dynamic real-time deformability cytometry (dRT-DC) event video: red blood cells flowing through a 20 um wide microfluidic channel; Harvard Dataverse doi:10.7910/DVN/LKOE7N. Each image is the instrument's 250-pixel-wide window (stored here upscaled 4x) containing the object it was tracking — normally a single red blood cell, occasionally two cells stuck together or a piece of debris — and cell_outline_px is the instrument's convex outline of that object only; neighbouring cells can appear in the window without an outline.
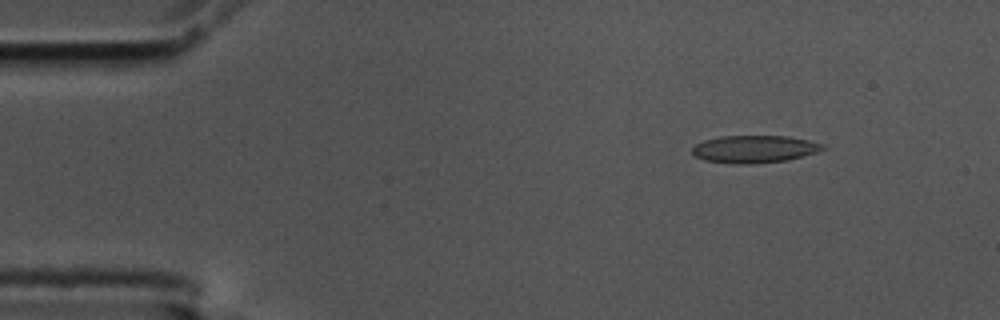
{"species": "common noctule bat (a hibernating species)", "species_latin": "Nyctalus noctula", "temperature_condition": "cold", "stored_images_in_passage": 55, "camera_frame_rate_fps": 3000, "um_per_image_px": 0.085, "animal": {"sex": "male", "body_mass_g": 17.5, "forearm_length_mm": 52.3}, "frame": {"image": 1, "passage_image": 6, "time_ms": 1.667, "image_size_px": [1000, 320], "cell_outline_px": [[824, 148], [816, 152], [788, 160], [756, 164], [732, 164], [704, 160], [696, 156], [692, 152], [692, 148], [696, 144], [704, 140], [720, 136], [788, 136], [808, 140], [824, 144]], "centroid_in_image_um": [64.1, 12.68], "position_along_channel_um": 20.9, "area_um2": 20.92}}
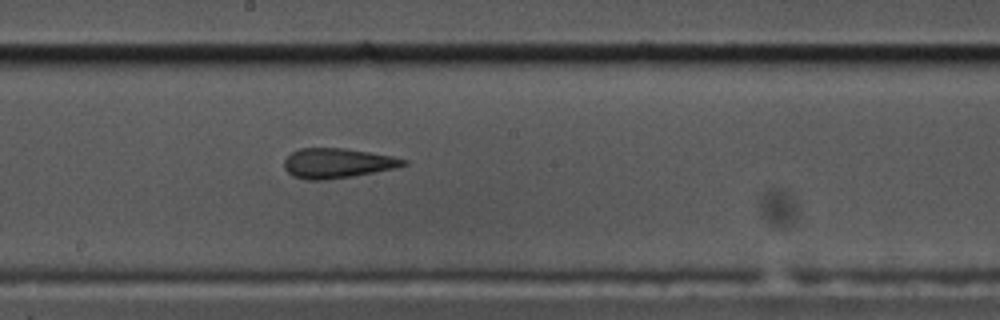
{"frame": {"image": 2, "passage_image": 29, "time_ms": 9.333, "image_size_px": [1000, 320], "cell_outline_px": [[408, 164], [396, 168], [352, 176], [324, 180], [308, 180], [292, 176], [284, 168], [284, 160], [292, 152], [300, 148], [344, 148], [392, 156], [408, 160]], "centroid_in_image_um": [28.67, 13.87], "position_along_channel_um": 219.5, "area_um2": 20.69}}
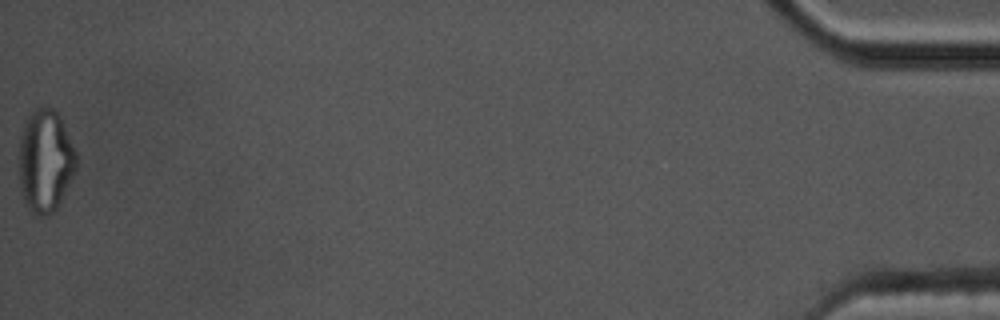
{"frame": {"image": 3, "passage_image": 55, "time_ms": 18.0, "image_size_px": [1000, 320], "cell_outline_px": [[76, 172], [60, 204], [48, 216], [36, 216], [28, 208], [24, 200], [20, 184], [20, 136], [24, 124], [28, 116], [40, 104], [52, 108], [60, 116], [76, 152]], "centroid_in_image_um": [3.87, 13.68], "position_along_channel_um": 431.3, "area_um2": 34.45}, "authors_computed_cell_mechanics": {"area_um2": 20.8658, "velocity_mm_per_s": 3.5976, "shape_relaxation_time_tau1_ms": null, "shape_relaxation_time_tau2_ms": 1.9169, "deformation_change_tau1": null, "deformation_change_tau2": 0.1067}}